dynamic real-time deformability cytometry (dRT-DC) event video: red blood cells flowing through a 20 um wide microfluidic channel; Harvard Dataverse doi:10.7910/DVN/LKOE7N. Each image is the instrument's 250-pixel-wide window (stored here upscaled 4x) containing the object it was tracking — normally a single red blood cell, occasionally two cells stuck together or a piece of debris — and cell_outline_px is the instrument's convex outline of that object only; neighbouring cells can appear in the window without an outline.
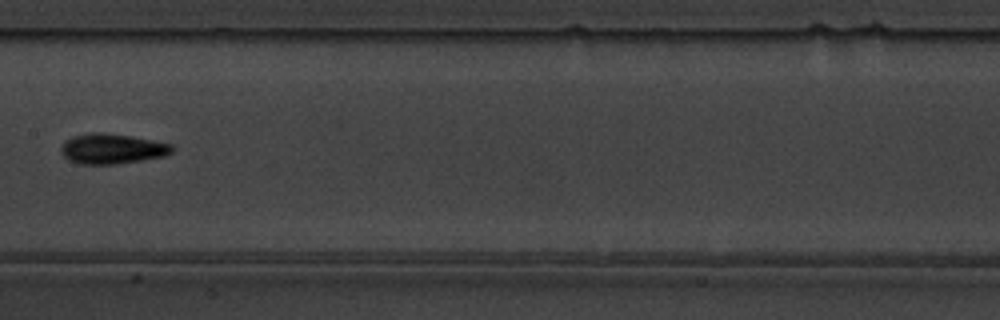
{"species": "common noctule bat (a hibernating species)", "species_latin": "Nyctalus noctula", "temperature_condition": "warm", "stored_images_in_passage": 6, "camera_frame_rate_fps": 3000, "um_per_image_px": 0.085, "animal": {"sex": "male", "body_mass_g": 19.5, "forearm_length_mm": 54.6}, "frame": {"image": 1, "passage_image": 5, "time_ms": 4.333, "image_size_px": [1000, 320], "cell_outline_px": [[172, 152], [164, 156], [116, 164], [80, 164], [68, 160], [60, 152], [60, 148], [64, 140], [72, 136], [92, 132], [104, 132], [132, 136], [172, 144]], "centroid_in_image_um": [9.47, 12.63], "position_along_channel_um": 197.9, "area_um2": 19.59}}
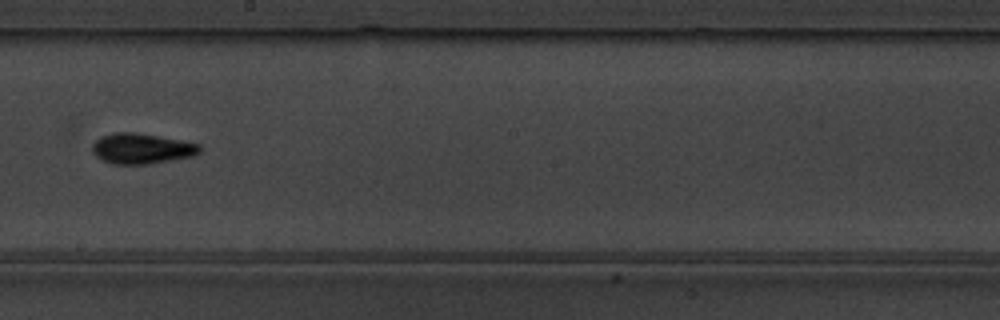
{"frame": {"image": 2, "passage_image": 6, "time_ms": 5.333, "image_size_px": [1000, 320], "cell_outline_px": [[200, 152], [192, 156], [148, 164], [112, 164], [100, 160], [92, 152], [92, 144], [100, 136], [112, 132], [136, 132], [160, 136], [200, 144]], "centroid_in_image_um": [11.99, 12.62], "position_along_channel_um": 236.2, "area_um2": 19.19}}